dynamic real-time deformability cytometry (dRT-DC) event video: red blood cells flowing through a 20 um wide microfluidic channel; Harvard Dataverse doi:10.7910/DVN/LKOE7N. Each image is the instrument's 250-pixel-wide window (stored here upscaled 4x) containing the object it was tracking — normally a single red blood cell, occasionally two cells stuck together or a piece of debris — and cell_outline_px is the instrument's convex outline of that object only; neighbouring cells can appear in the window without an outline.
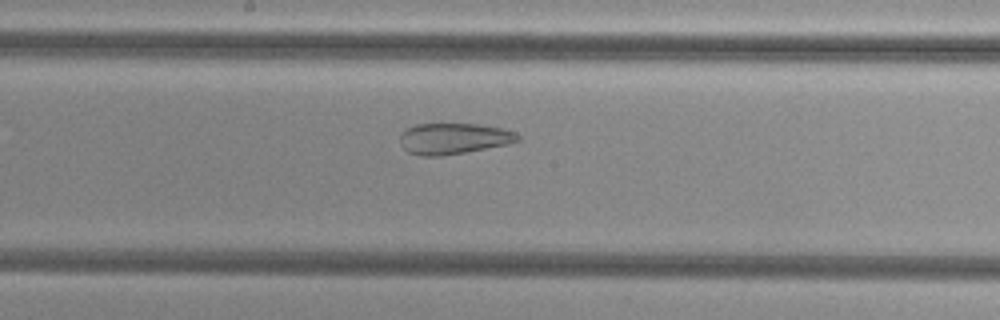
{"species": "common noctule bat (a hibernating species)", "species_latin": "Nyctalus noctula", "temperature_condition": "cold", "stored_images_in_passage": 55, "camera_frame_rate_fps": 3000, "um_per_image_px": 0.085, "animal": {"sex": "female", "body_mass_g": 29.2, "forearm_length_mm": 56.3}, "frame": {"image": 1, "passage_image": 30, "time_ms": 9.667, "image_size_px": [1000, 320], "cell_outline_px": [[520, 140], [508, 144], [464, 152], [440, 156], [424, 156], [408, 152], [400, 144], [400, 132], [416, 124], [480, 124], [500, 128], [516, 132], [520, 136]], "centroid_in_image_um": [38.55, 11.77], "position_along_channel_um": 209.7, "area_um2": 21.21}}
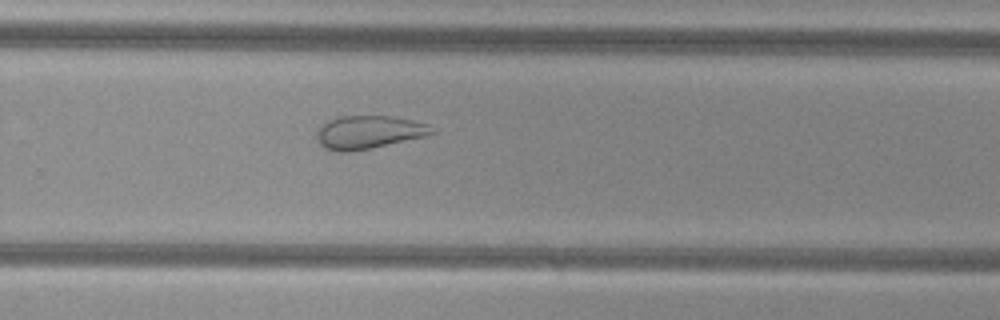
{"frame": {"image": 2, "passage_image": 37, "time_ms": 12.0, "image_size_px": [1000, 320], "cell_outline_px": [[436, 132], [424, 136], [372, 148], [352, 152], [332, 152], [324, 148], [316, 140], [316, 128], [328, 120], [336, 116], [392, 116], [412, 120], [428, 124]], "centroid_in_image_um": [31.25, 11.24], "position_along_channel_um": 298.5, "area_um2": 22.54}}
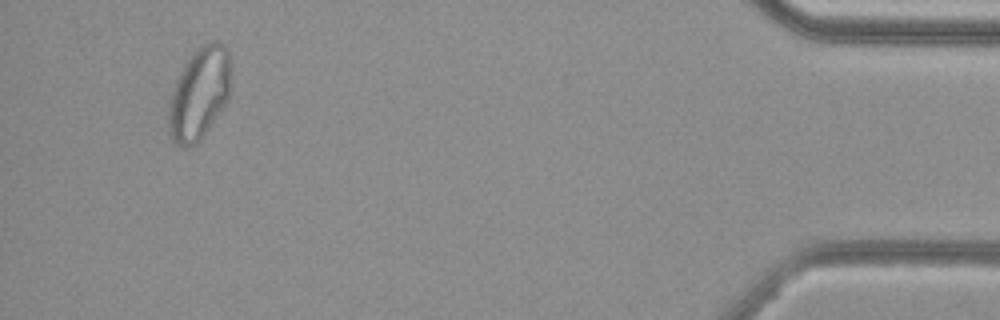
{"frame": {"image": 3, "passage_image": 52, "time_ms": 17.0, "image_size_px": [1000, 320], "cell_outline_px": [[232, 80], [228, 100], [204, 136], [196, 144], [184, 148], [180, 148], [172, 140], [168, 132], [168, 104], [176, 80], [188, 56], [200, 44], [208, 40], [216, 40], [224, 44], [228, 48], [232, 60]], "centroid_in_image_um": [16.97, 7.9], "position_along_channel_um": 418.2, "area_um2": 34.74}}